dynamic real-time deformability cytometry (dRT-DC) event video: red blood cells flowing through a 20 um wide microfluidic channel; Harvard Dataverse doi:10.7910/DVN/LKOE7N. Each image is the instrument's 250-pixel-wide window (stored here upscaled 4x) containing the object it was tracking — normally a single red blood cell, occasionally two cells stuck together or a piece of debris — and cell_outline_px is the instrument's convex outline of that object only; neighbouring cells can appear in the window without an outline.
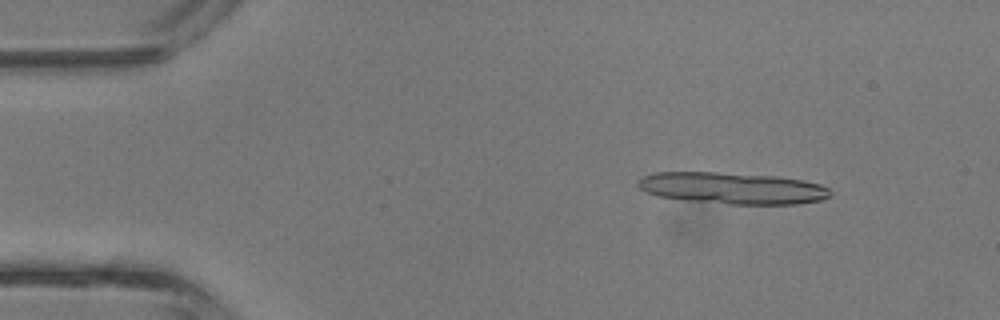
{"species": "common noctule bat (a hibernating species)", "species_latin": "Nyctalus noctula", "temperature_condition": "room temperature", "stored_images_in_passage": 41, "camera_frame_rate_fps": 3000, "um_per_image_px": 0.085, "animal": {"sex": "male", "body_mass_g": 13.3}, "frame": {"image": 1, "passage_image": 4, "time_ms": 1.0, "image_size_px": [1000, 320], "cell_outline_px": [[832, 192], [824, 200], [796, 204], [728, 204], [684, 200], [660, 196], [648, 192], [640, 188], [636, 184], [636, 180], [644, 176], [656, 172], [716, 172], [776, 176], [804, 180], [820, 184], [828, 188]], "centroid_in_image_um": [62.27, 15.99], "position_along_channel_um": 22.7, "area_um2": 35.49}}
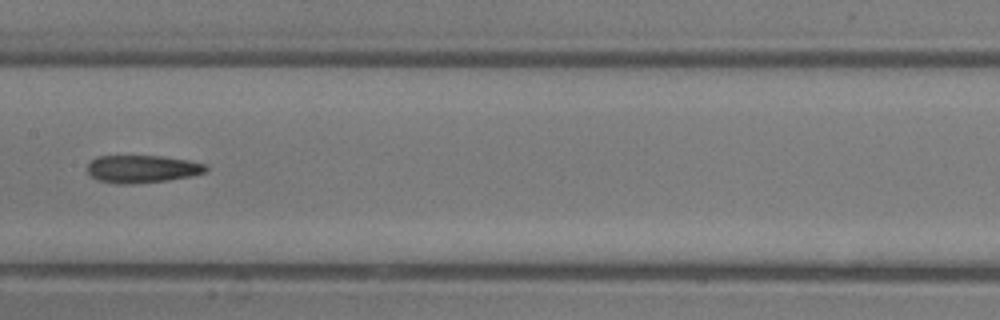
{"frame": {"image": 2, "passage_image": 20, "time_ms": 6.333, "image_size_px": [1000, 320], "cell_outline_px": [[208, 168], [204, 172], [192, 176], [168, 180], [132, 184], [116, 184], [100, 180], [92, 176], [88, 172], [88, 164], [96, 156], [160, 156], [188, 160], [208, 164]], "centroid_in_image_um": [12.11, 14.36], "position_along_channel_um": 195.3, "area_um2": 19.07}}
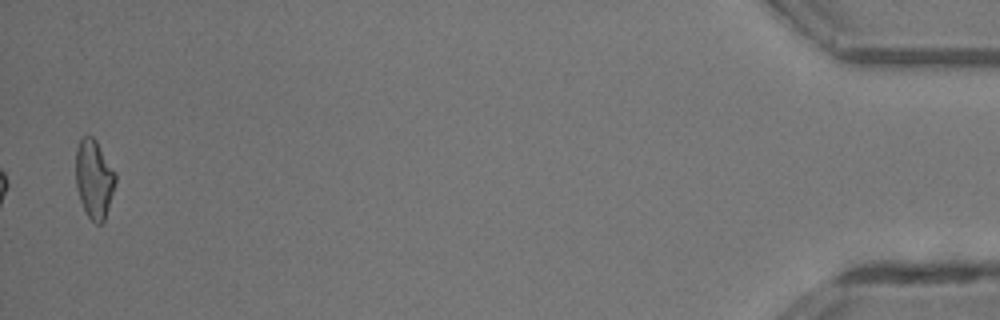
{"frame": {"image": 3, "passage_image": 40, "time_ms": 13.0, "image_size_px": [1000, 320], "cell_outline_px": [[116, 180], [104, 220], [100, 224], [96, 224], [88, 216], [80, 200], [76, 188], [76, 148], [80, 136], [92, 136], [96, 140], [116, 172]], "centroid_in_image_um": [7.98, 15.16], "position_along_channel_um": 427.2, "area_um2": 18.15}}